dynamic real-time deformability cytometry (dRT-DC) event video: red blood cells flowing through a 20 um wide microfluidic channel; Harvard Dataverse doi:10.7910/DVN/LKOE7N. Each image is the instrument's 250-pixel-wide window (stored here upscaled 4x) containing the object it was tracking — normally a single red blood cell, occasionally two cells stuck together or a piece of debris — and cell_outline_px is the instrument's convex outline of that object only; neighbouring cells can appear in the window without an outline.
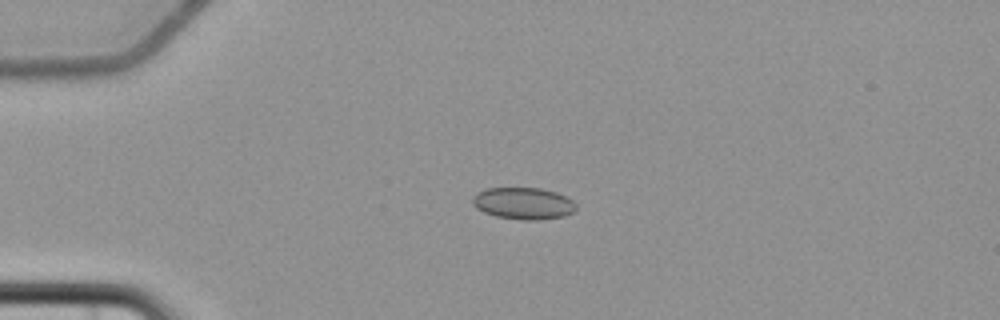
{"species": "common noctule bat (a hibernating species)", "species_latin": "Nyctalus noctula", "temperature_condition": "cold", "stored_images_in_passage": 2, "camera_frame_rate_fps": 3000, "um_per_image_px": 0.085, "animal": {"sex": "female", "body_mass_g": 22.7, "forearm_length_mm": 54.2}, "frame": {"image": 1, "passage_image": 1, "time_ms": 0.0, "image_size_px": [1000, 320], "cell_outline_px": [[576, 208], [572, 212], [564, 216], [540, 220], [524, 220], [496, 216], [484, 212], [476, 208], [472, 204], [472, 196], [476, 192], [488, 188], [540, 188], [556, 192], [572, 200], [576, 204]], "centroid_in_image_um": [44.46, 17.28], "position_along_channel_um": 40.5, "area_um2": 19.25}}
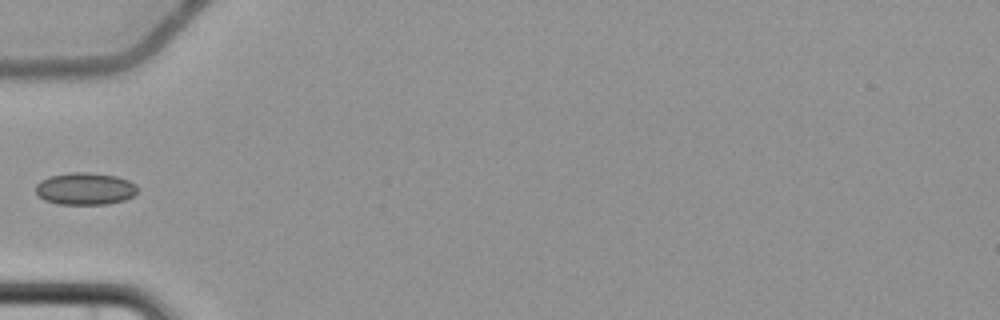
{"frame": {"image": 2, "passage_image": 2, "time_ms": 2.0, "image_size_px": [1000, 320], "cell_outline_px": [[140, 188], [132, 196], [124, 200], [108, 204], [60, 204], [44, 200], [36, 192], [36, 184], [40, 180], [48, 176], [72, 172], [88, 172], [116, 176], [128, 180], [136, 184]], "centroid_in_image_um": [7.24, 16.03], "position_along_channel_um": 77.8, "area_um2": 19.19}}